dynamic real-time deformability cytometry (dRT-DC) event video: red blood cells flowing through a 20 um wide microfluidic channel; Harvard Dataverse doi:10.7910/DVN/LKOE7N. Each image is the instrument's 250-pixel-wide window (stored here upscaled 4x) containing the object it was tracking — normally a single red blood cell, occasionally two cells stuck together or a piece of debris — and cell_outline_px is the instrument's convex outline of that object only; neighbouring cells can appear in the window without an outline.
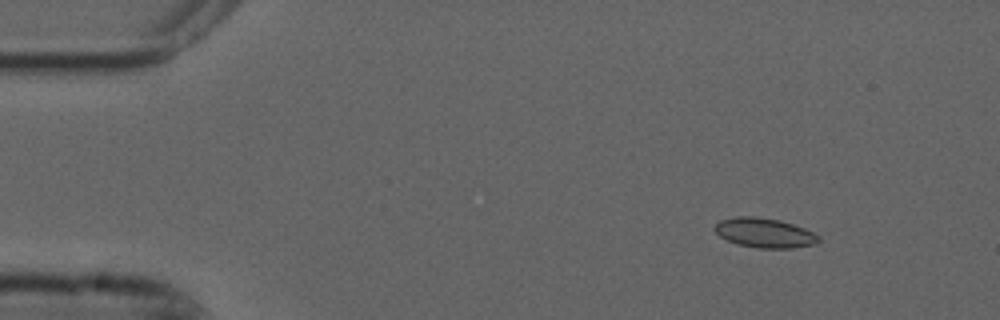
{"species": "common noctule bat (a hibernating species)", "species_latin": "Nyctalus noctula", "temperature_condition": "cold", "stored_images_in_passage": 6, "camera_frame_rate_fps": 3000, "um_per_image_px": 0.085, "animal": {"sex": "male", "forearm_length_mm": 52.5}, "frame": {"image": 1, "passage_image": 2, "time_ms": 0.333, "image_size_px": [1000, 320], "cell_outline_px": [[820, 240], [816, 244], [792, 248], [756, 248], [736, 244], [720, 236], [712, 228], [720, 220], [736, 216], [756, 216], [780, 220], [804, 228], [820, 236]], "centroid_in_image_um": [64.98, 19.79], "position_along_channel_um": 20.0, "area_um2": 18.03}}
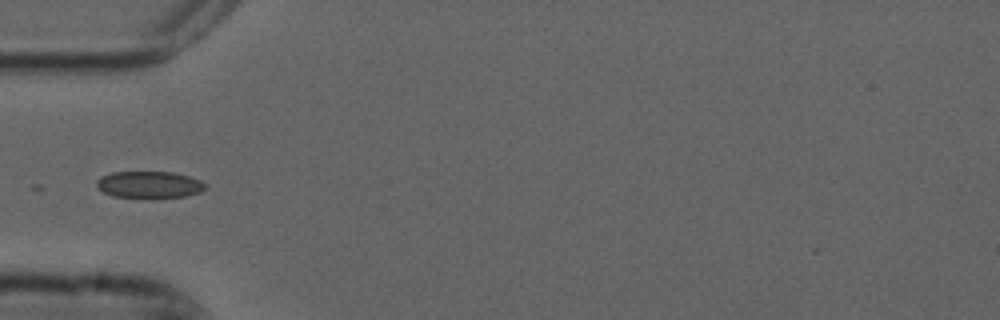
{"frame": {"image": 2, "passage_image": 5, "time_ms": 1.333, "image_size_px": [1000, 320], "cell_outline_px": [[208, 184], [200, 192], [188, 196], [112, 196], [104, 192], [96, 184], [96, 180], [100, 176], [112, 172], [172, 172], [188, 176], [200, 180]], "centroid_in_image_um": [12.69, 15.66], "position_along_channel_um": 72.3, "area_um2": 16.53}}